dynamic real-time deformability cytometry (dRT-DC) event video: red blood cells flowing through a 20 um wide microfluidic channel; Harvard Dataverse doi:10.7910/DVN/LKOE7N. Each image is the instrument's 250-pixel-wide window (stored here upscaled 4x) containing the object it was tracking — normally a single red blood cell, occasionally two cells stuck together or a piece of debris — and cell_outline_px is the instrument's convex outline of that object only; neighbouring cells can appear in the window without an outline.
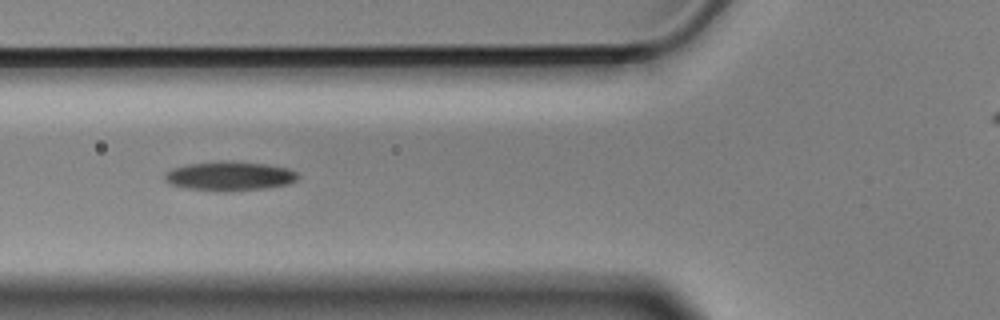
{"species": "Egyptian fruit bat (a non-hibernating species)", "species_latin": "Rousettus aegyptiacus", "temperature_condition": "cold", "stored_images_in_passage": 10, "camera_frame_rate_fps": 3000, "um_per_image_px": 0.085, "animal": {"sex": "male"}, "frame": {"image": 1, "passage_image": 5, "time_ms": 1.333, "image_size_px": [1000, 320], "cell_outline_px": [[300, 176], [296, 180], [288, 184], [260, 188], [224, 192], [184, 188], [172, 184], [164, 180], [164, 176], [172, 168], [188, 164], [220, 160], [228, 160], [268, 164], [288, 168], [296, 172]], "centroid_in_image_um": [19.51, 14.95], "position_along_channel_um": 106.3, "area_um2": 22.77}}
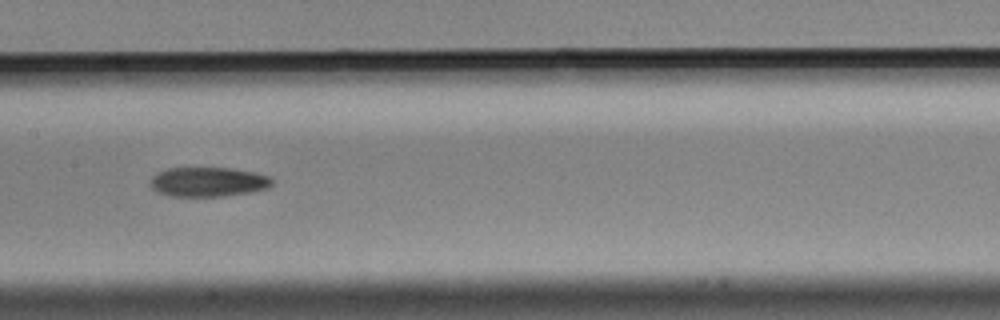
{"frame": {"image": 2, "passage_image": 7, "time_ms": 2.0, "image_size_px": [1000, 320], "cell_outline_px": [[272, 184], [268, 188], [252, 192], [220, 196], [168, 196], [156, 192], [148, 184], [152, 176], [156, 172], [168, 168], [228, 168], [252, 172], [268, 176], [272, 180]], "centroid_in_image_um": [17.62, 15.46], "position_along_channel_um": 189.8, "area_um2": 20.98}}
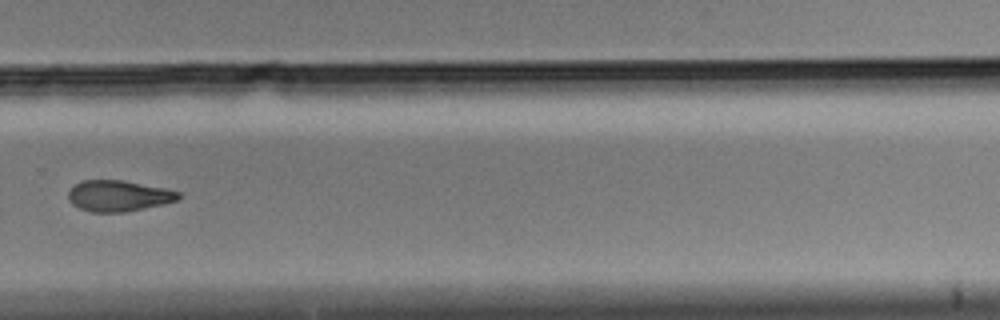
{"frame": {"image": 3, "passage_image": 10, "time_ms": 3.0, "image_size_px": [1000, 320], "cell_outline_px": [[180, 200], [164, 204], [124, 212], [92, 212], [80, 208], [72, 204], [68, 200], [68, 192], [80, 180], [124, 180], [164, 188], [180, 192]], "centroid_in_image_um": [10.08, 16.64], "position_along_channel_um": 319.7, "area_um2": 19.94}}